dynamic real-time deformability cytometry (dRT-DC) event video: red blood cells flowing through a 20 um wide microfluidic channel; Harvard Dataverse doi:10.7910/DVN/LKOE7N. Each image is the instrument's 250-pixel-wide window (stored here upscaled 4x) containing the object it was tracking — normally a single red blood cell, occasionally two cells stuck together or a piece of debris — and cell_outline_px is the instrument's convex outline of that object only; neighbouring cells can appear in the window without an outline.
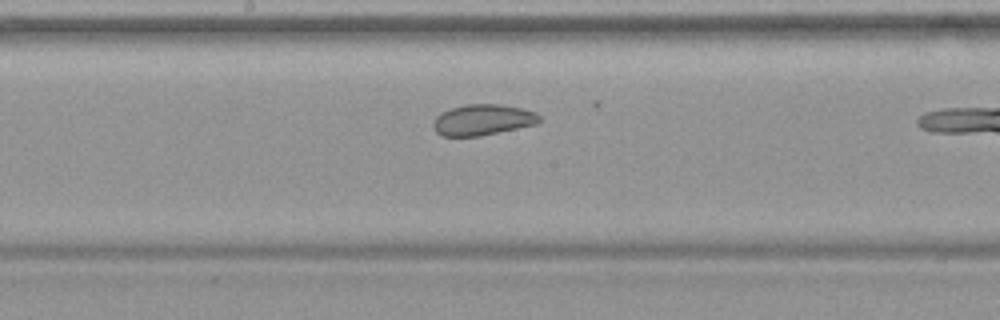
{"species": "common noctule bat (a hibernating species)", "species_latin": "Nyctalus noctula", "temperature_condition": "warm", "stored_images_in_passage": 31, "camera_frame_rate_fps": 3000, "um_per_image_px": 0.085, "animal": {"sex": "female", "body_mass_g": 19.9}, "frame": {"image": 1, "passage_image": 18, "time_ms": 5.667, "image_size_px": [1000, 320], "cell_outline_px": [[540, 120], [536, 124], [480, 136], [440, 136], [436, 132], [432, 124], [436, 116], [440, 112], [464, 104], [500, 104], [520, 108], [536, 112], [540, 116]], "centroid_in_image_um": [41.0, 10.18], "position_along_channel_um": 207.2, "area_um2": 19.13}}
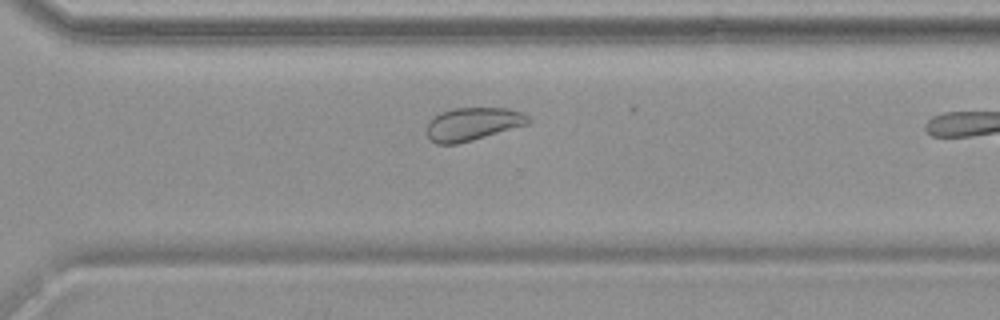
{"frame": {"image": 2, "passage_image": 27, "time_ms": 8.667, "image_size_px": [1000, 320], "cell_outline_px": [[532, 120], [528, 124], [472, 140], [456, 144], [436, 144], [428, 140], [428, 120], [432, 116], [440, 112], [452, 108], [508, 108], [524, 112]], "centroid_in_image_um": [40.17, 10.53], "position_along_channel_um": 330.4, "area_um2": 19.71}}